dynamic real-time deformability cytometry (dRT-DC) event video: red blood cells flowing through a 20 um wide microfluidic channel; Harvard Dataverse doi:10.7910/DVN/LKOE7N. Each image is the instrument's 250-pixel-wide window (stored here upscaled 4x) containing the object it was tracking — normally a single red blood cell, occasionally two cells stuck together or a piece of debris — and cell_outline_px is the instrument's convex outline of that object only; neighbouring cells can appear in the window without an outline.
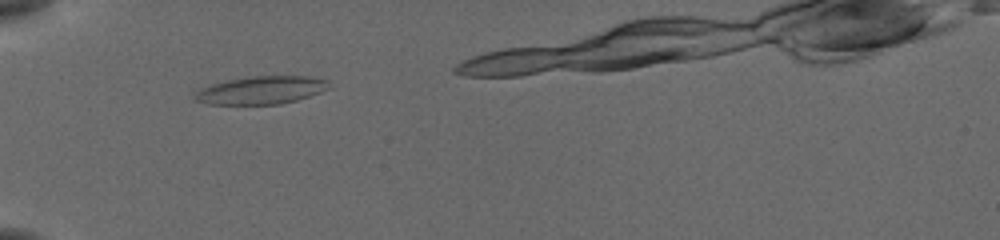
{"species": "common noctule bat (a hibernating species)", "species_latin": "Nyctalus noctula", "temperature_condition": "cold", "stored_images_in_passage": 37, "camera_frame_rate_fps": 3000, "um_per_image_px": 0.085, "animal": {"sex": "female", "body_mass_g": 19.5, "forearm_length_mm": 54.1}, "frame": {"image": 1, "passage_image": 8, "time_ms": 2.333, "image_size_px": [1000, 240], "cell_outline_px": [[332, 88], [296, 100], [280, 104], [208, 104], [192, 100], [192, 96], [196, 92], [212, 84], [228, 80], [252, 76], [304, 76], [328, 80]], "centroid_in_image_um": [22.21, 7.67], "position_along_channel_um": 62.8, "area_um2": 21.73}}
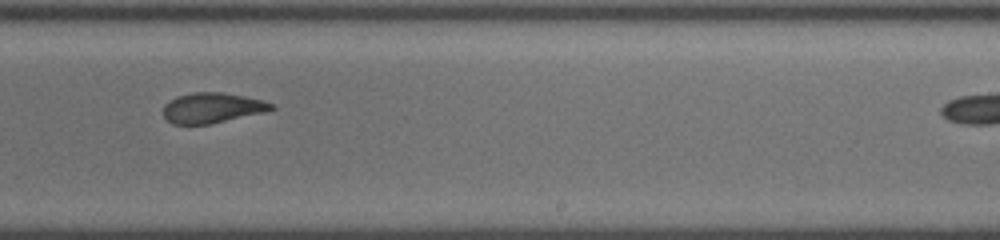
{"frame": {"image": 2, "passage_image": 25, "time_ms": 8.0, "image_size_px": [1000, 240], "cell_outline_px": [[276, 108], [268, 112], [208, 124], [172, 124], [164, 116], [164, 104], [168, 100], [176, 96], [192, 92], [220, 92], [244, 96], [264, 100], [276, 104]], "centroid_in_image_um": [18.08, 9.16], "position_along_channel_um": 270.9, "area_um2": 19.31}}
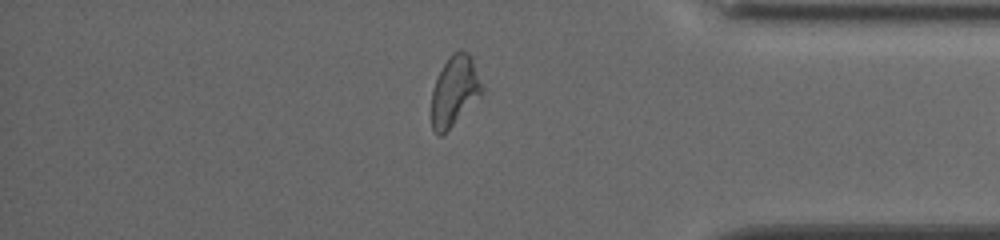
{"frame": {"image": 3, "passage_image": 36, "time_ms": 11.667, "image_size_px": [1000, 240], "cell_outline_px": [[484, 92], [440, 136], [432, 128], [432, 92], [436, 80], [448, 56], [452, 52], [460, 48], [468, 52], [472, 56], [484, 88]], "centroid_in_image_um": [38.67, 7.64], "position_along_channel_um": 396.5, "area_um2": 20.35}}